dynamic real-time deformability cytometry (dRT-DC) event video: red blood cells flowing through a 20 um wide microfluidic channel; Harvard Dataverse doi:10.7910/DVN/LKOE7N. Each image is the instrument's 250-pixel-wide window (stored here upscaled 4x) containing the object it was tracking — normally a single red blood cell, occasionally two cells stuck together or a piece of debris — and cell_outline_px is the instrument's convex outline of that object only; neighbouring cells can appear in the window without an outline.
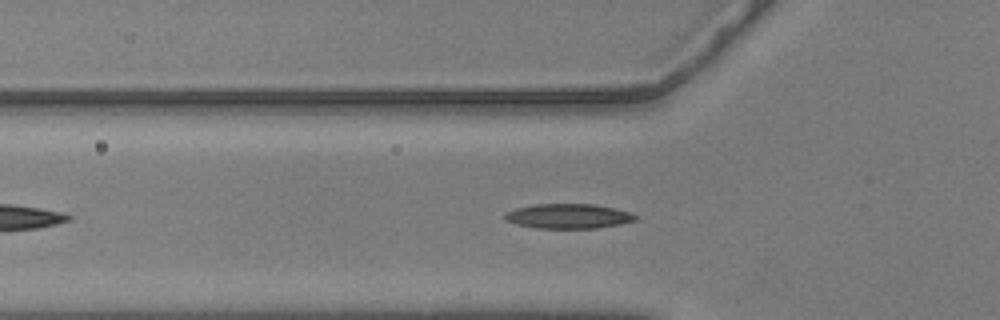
{"species": "common noctule bat (a hibernating species)", "species_latin": "Nyctalus noctula", "temperature_condition": "warm", "stored_images_in_passage": 43, "camera_frame_rate_fps": 3000, "um_per_image_px": 0.085, "animal": {"sex": "male", "body_mass_g": 20.5, "forearm_length_mm": 52.5}, "frame": {"image": 1, "passage_image": 11, "time_ms": 3.333, "image_size_px": [1000, 320], "cell_outline_px": [[636, 220], [620, 224], [596, 228], [536, 228], [516, 224], [504, 220], [504, 212], [516, 208], [536, 204], [596, 204], [616, 208], [628, 212], [636, 216]], "centroid_in_image_um": [48.27, 18.37], "position_along_channel_um": 77.5, "area_um2": 18.84}}
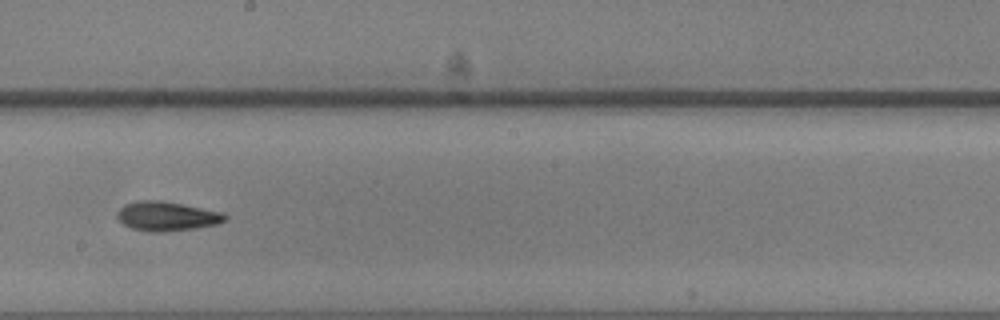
{"frame": {"image": 2, "passage_image": 24, "time_ms": 7.667, "image_size_px": [1000, 320], "cell_outline_px": [[228, 220], [216, 224], [196, 228], [164, 232], [148, 232], [132, 228], [124, 224], [116, 216], [116, 212], [124, 204], [136, 200], [160, 200], [184, 204], [224, 212], [228, 216]], "centroid_in_image_um": [14.2, 18.37], "position_along_channel_um": 234.0, "area_um2": 18.73}}
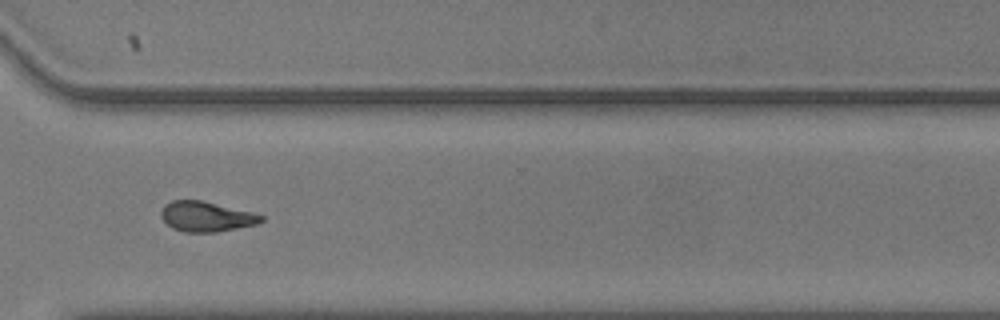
{"frame": {"image": 3, "passage_image": 34, "time_ms": 11.0, "image_size_px": [1000, 320], "cell_outline_px": [[264, 220], [256, 224], [216, 232], [184, 232], [172, 228], [160, 216], [160, 212], [164, 204], [172, 200], [204, 200], [252, 212], [264, 216]], "centroid_in_image_um": [17.51, 18.39], "position_along_channel_um": 353.1, "area_um2": 17.63}}